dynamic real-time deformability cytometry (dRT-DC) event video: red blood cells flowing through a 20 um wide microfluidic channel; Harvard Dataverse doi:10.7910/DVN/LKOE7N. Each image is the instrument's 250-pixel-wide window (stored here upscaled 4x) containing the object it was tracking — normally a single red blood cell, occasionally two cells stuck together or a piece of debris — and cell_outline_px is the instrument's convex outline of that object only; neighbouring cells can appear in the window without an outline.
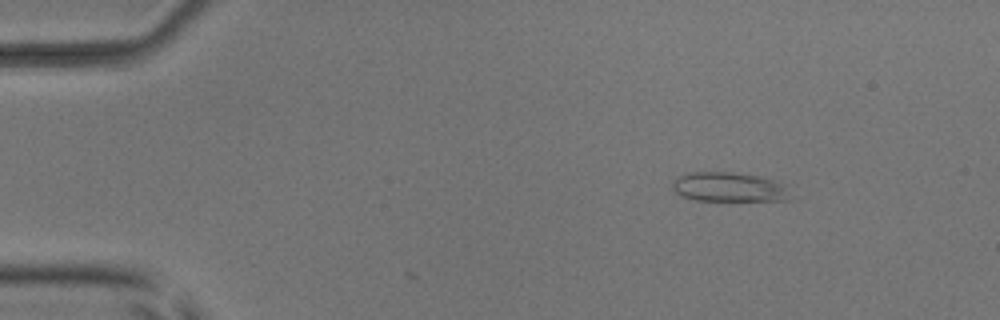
{"species": "common noctule bat (a hibernating species)", "species_latin": "Nyctalus noctula", "temperature_condition": "room temperature", "stored_images_in_passage": 5, "camera_frame_rate_fps": 3000, "um_per_image_px": 0.085, "animal": {"sex": "male", "body_mass_g": 17.9, "forearm_length_mm": 54.2}, "frame": {"image": 1, "passage_image": 3, "time_ms": 2.333, "image_size_px": [1000, 320], "cell_outline_px": [[792, 200], [692, 200], [680, 196], [672, 188], [672, 184], [684, 172], [732, 172], [756, 176], [788, 184], [792, 196]], "centroid_in_image_um": [62.01, 15.91], "position_along_channel_um": 23.0, "area_um2": 20.4}}